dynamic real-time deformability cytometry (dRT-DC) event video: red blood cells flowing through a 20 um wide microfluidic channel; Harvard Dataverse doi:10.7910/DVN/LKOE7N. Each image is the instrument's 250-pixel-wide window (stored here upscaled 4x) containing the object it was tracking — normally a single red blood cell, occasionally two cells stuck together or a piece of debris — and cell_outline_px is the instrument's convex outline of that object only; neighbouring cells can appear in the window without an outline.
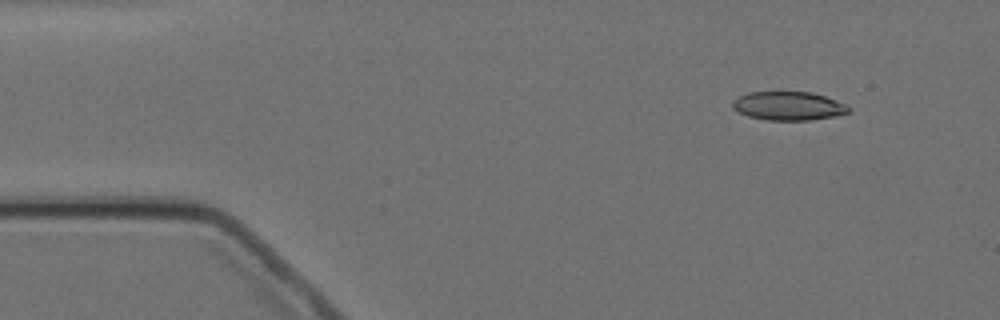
{"species": "Egyptian fruit bat (a non-hibernating species)", "species_latin": "Rousettus aegyptiacus", "temperature_condition": "cold", "stored_images_in_passage": 8, "camera_frame_rate_fps": 3000, "um_per_image_px": 0.085, "animal": {"sex": "female"}, "frame": {"image": 1, "passage_image": 2, "time_ms": 1.333, "image_size_px": [1000, 320], "cell_outline_px": [[852, 108], [848, 112], [832, 116], [808, 120], [768, 120], [748, 116], [736, 112], [732, 108], [732, 100], [748, 92], [812, 92], [824, 96], [844, 104]], "centroid_in_image_um": [66.95, 9.0], "position_along_channel_um": 18.0, "area_um2": 19.25}}